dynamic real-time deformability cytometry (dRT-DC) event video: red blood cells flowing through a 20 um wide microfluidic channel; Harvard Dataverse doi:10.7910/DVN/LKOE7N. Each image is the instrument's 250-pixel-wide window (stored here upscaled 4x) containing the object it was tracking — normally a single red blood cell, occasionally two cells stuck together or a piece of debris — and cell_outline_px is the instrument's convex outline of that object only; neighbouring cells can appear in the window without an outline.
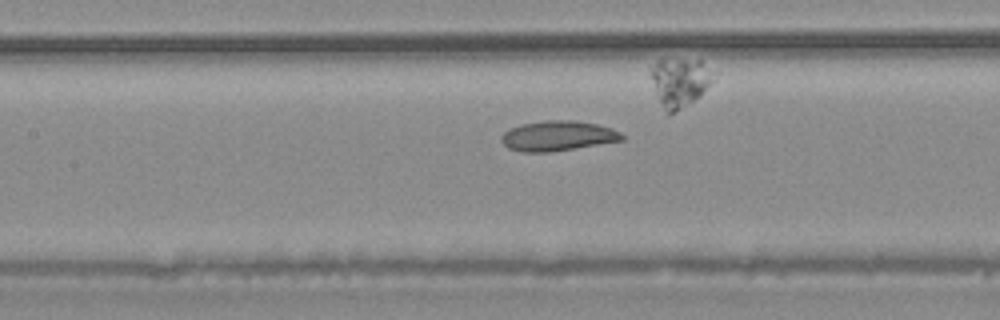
{"species": "common noctule bat (a hibernating species)", "species_latin": "Nyctalus noctula", "temperature_condition": "warm", "stored_images_in_passage": 30, "camera_frame_rate_fps": 3000, "um_per_image_px": 0.085, "animal": {"sex": "male", "body_mass_g": 20.4}, "frame": {"image": 1, "passage_image": 13, "time_ms": 4.0, "image_size_px": [1000, 320], "cell_outline_px": [[624, 140], [548, 152], [524, 152], [508, 148], [500, 140], [500, 136], [504, 132], [512, 128], [524, 124], [544, 120], [572, 120], [596, 124], [612, 128], [620, 132], [624, 136]], "centroid_in_image_um": [47.41, 11.55], "position_along_channel_um": 160.0, "area_um2": 20.87}}